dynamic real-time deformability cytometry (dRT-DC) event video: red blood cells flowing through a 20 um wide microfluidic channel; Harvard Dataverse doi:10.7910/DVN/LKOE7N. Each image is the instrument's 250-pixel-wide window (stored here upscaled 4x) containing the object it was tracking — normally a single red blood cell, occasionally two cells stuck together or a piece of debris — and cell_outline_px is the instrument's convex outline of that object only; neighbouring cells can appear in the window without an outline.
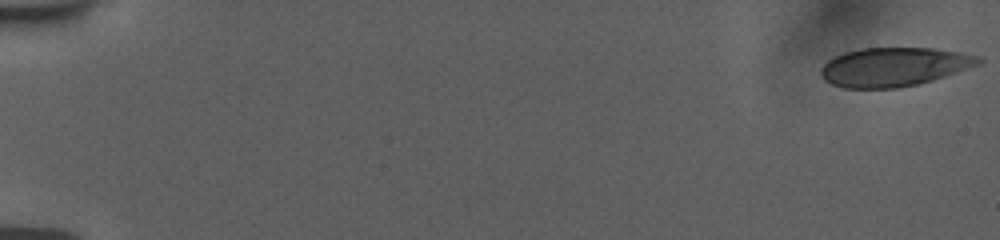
{"species": "human", "species_latin": "Homo sapiens", "temperature_condition": "room temperature", "stored_images_in_passage": 18, "camera_frame_rate_fps": 3000, "um_per_image_px": 0.085, "donor": {"sex": "female"}, "frame": {"image": 1, "passage_image": 1, "time_ms": 0.0, "image_size_px": [1000, 240], "cell_outline_px": [[984, 60], [980, 64], [932, 80], [916, 84], [896, 88], [844, 88], [832, 84], [824, 80], [820, 76], [820, 72], [824, 64], [828, 60], [844, 52], [864, 48], [932, 48], [980, 56]], "centroid_in_image_um": [75.96, 5.69], "position_along_channel_um": 9.0, "area_um2": 35.43}}
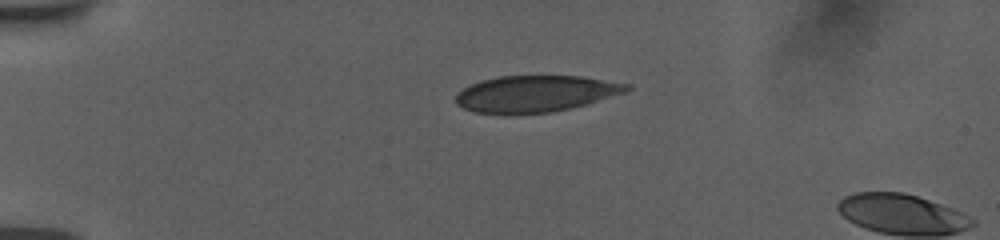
{"frame": {"image": 2, "passage_image": 14, "time_ms": 4.333, "image_size_px": [1000, 240], "cell_outline_px": [[632, 88], [624, 92], [584, 104], [568, 108], [548, 112], [476, 112], [464, 108], [456, 104], [456, 96], [464, 88], [480, 80], [500, 76], [580, 76], [632, 84]], "centroid_in_image_um": [45.54, 7.93], "position_along_channel_um": 39.5, "area_um2": 35.32}}